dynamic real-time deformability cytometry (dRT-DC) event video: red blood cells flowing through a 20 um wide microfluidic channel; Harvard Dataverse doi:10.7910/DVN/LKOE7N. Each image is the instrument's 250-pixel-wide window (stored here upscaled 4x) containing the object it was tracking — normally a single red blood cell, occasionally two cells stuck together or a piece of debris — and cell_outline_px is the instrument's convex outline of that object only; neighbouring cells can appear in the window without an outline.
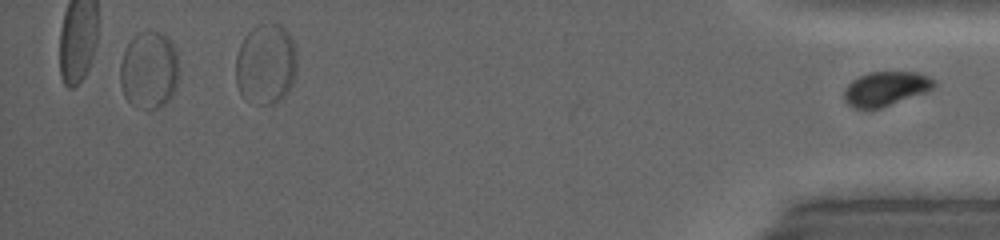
{"species": "common noctule bat (a hibernating species)", "species_latin": "Nyctalus noctula", "temperature_condition": "warm", "stored_images_in_passage": 34, "segment_of_instrument_passage": [2, 2], "camera_frame_rate_fps": 5000, "um_per_image_px": 0.085, "animal": {"sex": "female", "body_mass_g": 19.0, "forearm_length_mm": 53.3}, "frame": {"image": 1, "passage_image": 34, "time_ms": 11.8, "image_size_px": [1000, 240], "cell_outline_px": [[936, 88], [880, 108], [852, 108], [844, 100], [844, 88], [852, 80], [860, 76], [872, 72], [916, 72], [928, 76], [936, 80]], "centroid_in_image_um": [75.29, 7.53], "position_along_channel_um": 359.9, "area_um2": 17.92}}